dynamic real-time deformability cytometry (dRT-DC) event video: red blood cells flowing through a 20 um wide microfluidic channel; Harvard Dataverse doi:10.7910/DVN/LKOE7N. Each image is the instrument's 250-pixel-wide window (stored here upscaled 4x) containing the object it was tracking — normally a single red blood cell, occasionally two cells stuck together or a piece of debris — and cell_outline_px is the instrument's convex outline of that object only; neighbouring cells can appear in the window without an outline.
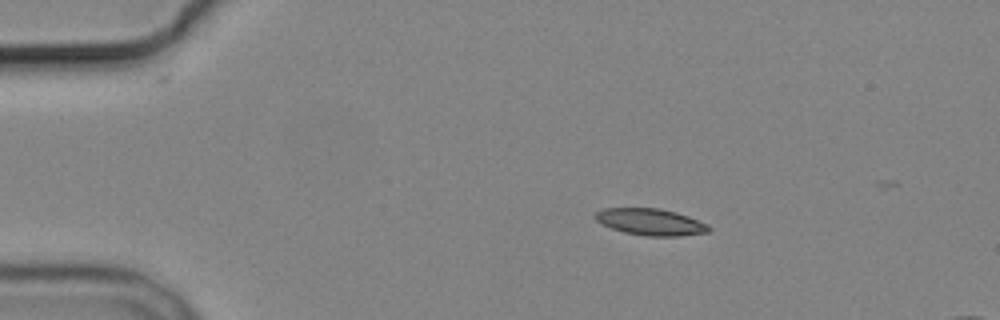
{"species": "common noctule bat (a hibernating species)", "species_latin": "Nyctalus noctula", "temperature_condition": "cold", "stored_images_in_passage": 4, "camera_frame_rate_fps": 3000, "um_per_image_px": 0.085, "animal": {"sex": "male", "body_mass_g": 19.2, "forearm_length_mm": 51.8}, "frame": {"image": 1, "passage_image": 2, "time_ms": 2.0, "image_size_px": [1000, 320], "cell_outline_px": [[712, 228], [708, 232], [680, 236], [644, 236], [624, 232], [600, 224], [596, 220], [596, 212], [604, 208], [660, 208], [676, 212], [688, 216], [708, 224]], "centroid_in_image_um": [55.32, 18.87], "position_along_channel_um": 29.7, "area_um2": 17.69}}